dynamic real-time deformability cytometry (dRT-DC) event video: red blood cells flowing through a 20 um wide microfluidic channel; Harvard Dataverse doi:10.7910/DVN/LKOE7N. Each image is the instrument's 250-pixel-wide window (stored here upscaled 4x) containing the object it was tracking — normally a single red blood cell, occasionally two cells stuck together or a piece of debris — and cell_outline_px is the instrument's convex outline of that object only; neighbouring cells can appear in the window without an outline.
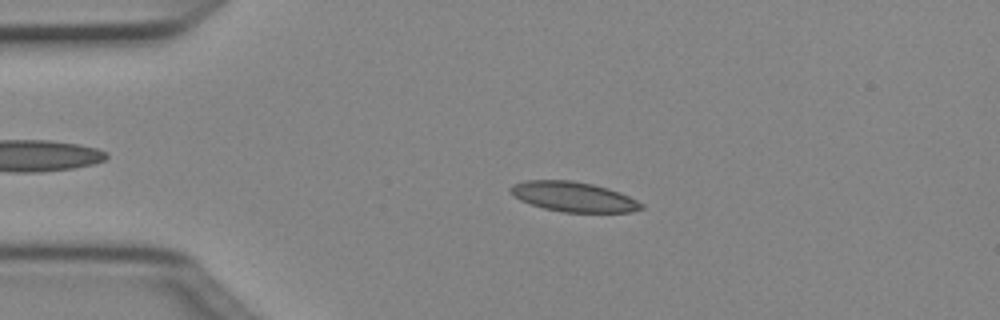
{"species": "Egyptian fruit bat (a non-hibernating species)", "species_latin": "Rousettus aegyptiacus", "temperature_condition": "cold", "stored_images_in_passage": 49, "camera_frame_rate_fps": 3000, "um_per_image_px": 0.085, "animal": {"sex": "female"}, "frame": {"image": 1, "passage_image": 10, "time_ms": 3.0, "image_size_px": [1000, 320], "cell_outline_px": [[644, 208], [632, 212], [560, 212], [544, 208], [520, 200], [508, 188], [512, 184], [528, 180], [572, 180], [592, 184], [608, 188], [620, 192], [644, 204]], "centroid_in_image_um": [48.77, 16.72], "position_along_channel_um": 36.2, "area_um2": 22.72}}
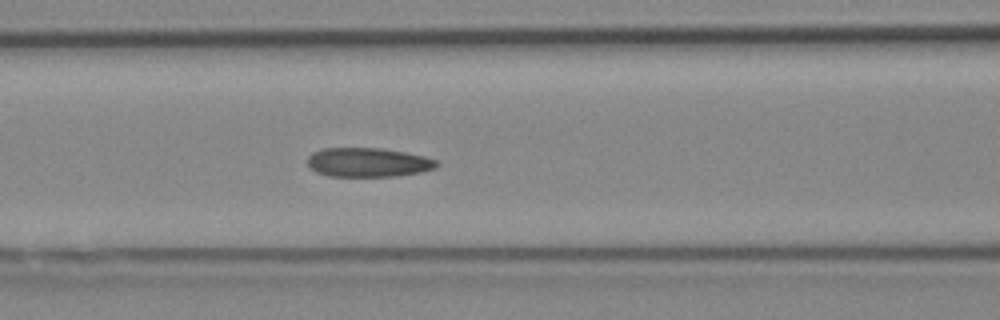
{"frame": {"image": 2, "passage_image": 20, "time_ms": 6.333, "image_size_px": [1000, 320], "cell_outline_px": [[440, 164], [436, 168], [420, 172], [396, 176], [328, 176], [316, 172], [308, 164], [308, 156], [312, 152], [324, 148], [380, 148], [404, 152], [424, 156], [436, 160]], "centroid_in_image_um": [31.29, 13.8], "position_along_channel_um": 135.3, "area_um2": 21.91}}
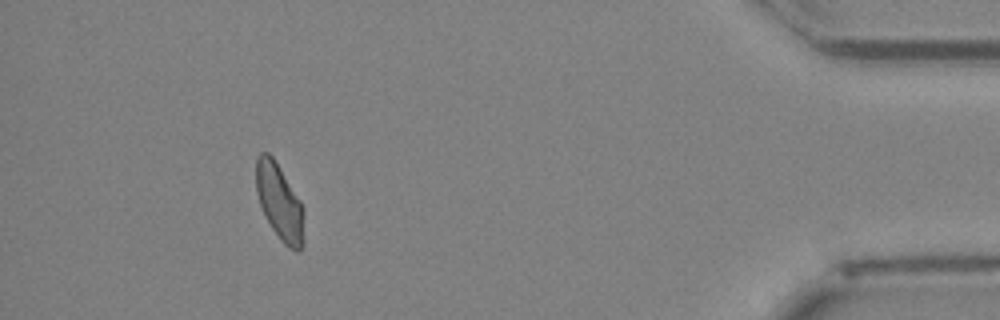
{"frame": {"image": 3, "passage_image": 45, "time_ms": 14.667, "image_size_px": [1000, 320], "cell_outline_px": [[304, 244], [300, 252], [296, 252], [288, 248], [280, 240], [272, 228], [260, 204], [256, 192], [256, 156], [260, 152], [268, 152], [272, 156], [300, 200], [304, 208]], "centroid_in_image_um": [23.78, 17.22], "position_along_channel_um": 411.4, "area_um2": 21.39}, "authors_computed_cell_mechanics": {"area_um2": 21.9062, "velocity_mm_per_s": 4.0311, "shape_relaxation_time_tau1_ms": null, "shape_relaxation_time_tau2_ms": 1.7048, "deformation_change_tau1": null, "deformation_change_tau2": 0.0799}}